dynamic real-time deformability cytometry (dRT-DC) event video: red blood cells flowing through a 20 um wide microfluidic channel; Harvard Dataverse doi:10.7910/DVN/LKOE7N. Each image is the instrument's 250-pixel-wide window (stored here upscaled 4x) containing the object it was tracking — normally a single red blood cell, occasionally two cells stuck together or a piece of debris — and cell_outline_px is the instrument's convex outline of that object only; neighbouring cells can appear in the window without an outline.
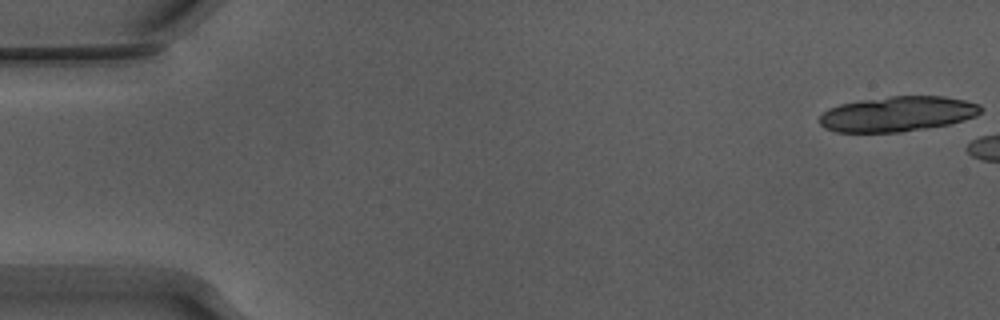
{"species": "Egyptian fruit bat (a non-hibernating species)", "species_latin": "Rousettus aegyptiacus", "temperature_condition": "warm", "stored_images_in_passage": 7, "camera_frame_rate_fps": 3000, "um_per_image_px": 0.085, "animal": {"sex": "male"}, "frame": {"image": 1, "passage_image": 1, "time_ms": 0.0, "image_size_px": [1000, 320], "cell_outline_px": [[984, 108], [976, 116], [952, 124], [928, 128], [900, 132], [836, 132], [824, 128], [820, 124], [820, 116], [828, 108], [840, 104], [860, 100], [892, 96], [944, 96], [964, 100], [980, 104]], "centroid_in_image_um": [76.31, 9.69], "position_along_channel_um": 8.7, "area_um2": 33.23}}